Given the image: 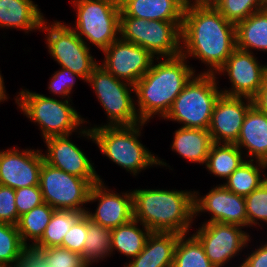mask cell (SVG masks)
I'll use <instances>...</instances> for the list:
<instances>
[{
  "mask_svg": "<svg viewBox=\"0 0 267 267\" xmlns=\"http://www.w3.org/2000/svg\"><path fill=\"white\" fill-rule=\"evenodd\" d=\"M236 48V25L211 2L188 0L181 27V55L201 60L209 66L203 73L215 74Z\"/></svg>",
  "mask_w": 267,
  "mask_h": 267,
  "instance_id": "cell-1",
  "label": "cell"
},
{
  "mask_svg": "<svg viewBox=\"0 0 267 267\" xmlns=\"http://www.w3.org/2000/svg\"><path fill=\"white\" fill-rule=\"evenodd\" d=\"M163 60L158 64L153 61L150 69L134 85L136 110L140 120L145 123L154 115L164 118L176 97L195 75L194 67L187 65L188 60L181 54L164 57Z\"/></svg>",
  "mask_w": 267,
  "mask_h": 267,
  "instance_id": "cell-2",
  "label": "cell"
},
{
  "mask_svg": "<svg viewBox=\"0 0 267 267\" xmlns=\"http://www.w3.org/2000/svg\"><path fill=\"white\" fill-rule=\"evenodd\" d=\"M132 194L133 219L152 232L189 235L195 220L194 191L135 189Z\"/></svg>",
  "mask_w": 267,
  "mask_h": 267,
  "instance_id": "cell-3",
  "label": "cell"
},
{
  "mask_svg": "<svg viewBox=\"0 0 267 267\" xmlns=\"http://www.w3.org/2000/svg\"><path fill=\"white\" fill-rule=\"evenodd\" d=\"M70 102V100L62 101L47 97L28 89H22L15 98V103L18 104L24 115L31 122L38 124L44 140L54 136L73 135V132H78L81 137L82 135L85 138L87 136L88 139L95 142L91 129L82 128L87 121L70 105Z\"/></svg>",
  "mask_w": 267,
  "mask_h": 267,
  "instance_id": "cell-4",
  "label": "cell"
},
{
  "mask_svg": "<svg viewBox=\"0 0 267 267\" xmlns=\"http://www.w3.org/2000/svg\"><path fill=\"white\" fill-rule=\"evenodd\" d=\"M140 122L131 126H95L92 131L95 144L101 153L112 162L136 176L142 170L153 165L167 166L166 162L151 153L141 142L142 126ZM150 166V167H149Z\"/></svg>",
  "mask_w": 267,
  "mask_h": 267,
  "instance_id": "cell-5",
  "label": "cell"
},
{
  "mask_svg": "<svg viewBox=\"0 0 267 267\" xmlns=\"http://www.w3.org/2000/svg\"><path fill=\"white\" fill-rule=\"evenodd\" d=\"M215 74L198 73L185 85L163 119L183 128L208 129L215 102L222 94Z\"/></svg>",
  "mask_w": 267,
  "mask_h": 267,
  "instance_id": "cell-6",
  "label": "cell"
},
{
  "mask_svg": "<svg viewBox=\"0 0 267 267\" xmlns=\"http://www.w3.org/2000/svg\"><path fill=\"white\" fill-rule=\"evenodd\" d=\"M76 9L75 27H71L85 42L100 50L106 49L120 36L119 0H71Z\"/></svg>",
  "mask_w": 267,
  "mask_h": 267,
  "instance_id": "cell-7",
  "label": "cell"
},
{
  "mask_svg": "<svg viewBox=\"0 0 267 267\" xmlns=\"http://www.w3.org/2000/svg\"><path fill=\"white\" fill-rule=\"evenodd\" d=\"M182 22L120 16V37L143 47L156 58L176 57L181 54Z\"/></svg>",
  "mask_w": 267,
  "mask_h": 267,
  "instance_id": "cell-8",
  "label": "cell"
},
{
  "mask_svg": "<svg viewBox=\"0 0 267 267\" xmlns=\"http://www.w3.org/2000/svg\"><path fill=\"white\" fill-rule=\"evenodd\" d=\"M87 82L93 88L109 121L105 125L101 124V127L131 126L142 122L136 110V103L131 97V93H135L134 85L117 79L101 65L92 71Z\"/></svg>",
  "mask_w": 267,
  "mask_h": 267,
  "instance_id": "cell-9",
  "label": "cell"
},
{
  "mask_svg": "<svg viewBox=\"0 0 267 267\" xmlns=\"http://www.w3.org/2000/svg\"><path fill=\"white\" fill-rule=\"evenodd\" d=\"M46 20H43L40 30L47 34L45 37L50 56L61 67L70 69L87 80L99 65L90 54L87 41L84 42L70 25L57 20L50 25Z\"/></svg>",
  "mask_w": 267,
  "mask_h": 267,
  "instance_id": "cell-10",
  "label": "cell"
},
{
  "mask_svg": "<svg viewBox=\"0 0 267 267\" xmlns=\"http://www.w3.org/2000/svg\"><path fill=\"white\" fill-rule=\"evenodd\" d=\"M94 184L57 169L43 161L39 186L43 200L55 210L79 211L85 214L89 194Z\"/></svg>",
  "mask_w": 267,
  "mask_h": 267,
  "instance_id": "cell-11",
  "label": "cell"
},
{
  "mask_svg": "<svg viewBox=\"0 0 267 267\" xmlns=\"http://www.w3.org/2000/svg\"><path fill=\"white\" fill-rule=\"evenodd\" d=\"M242 229L234 224L203 222L193 235L200 241L210 262L215 267H222L251 241L249 233Z\"/></svg>",
  "mask_w": 267,
  "mask_h": 267,
  "instance_id": "cell-12",
  "label": "cell"
},
{
  "mask_svg": "<svg viewBox=\"0 0 267 267\" xmlns=\"http://www.w3.org/2000/svg\"><path fill=\"white\" fill-rule=\"evenodd\" d=\"M254 53L236 48L226 62L215 72L229 77L231 88L221 90L223 95L253 99L259 92L267 65L260 64Z\"/></svg>",
  "mask_w": 267,
  "mask_h": 267,
  "instance_id": "cell-13",
  "label": "cell"
},
{
  "mask_svg": "<svg viewBox=\"0 0 267 267\" xmlns=\"http://www.w3.org/2000/svg\"><path fill=\"white\" fill-rule=\"evenodd\" d=\"M104 53L103 63H99L117 79L135 85L150 69L154 57L148 50L134 43L123 40L120 36L112 42Z\"/></svg>",
  "mask_w": 267,
  "mask_h": 267,
  "instance_id": "cell-14",
  "label": "cell"
},
{
  "mask_svg": "<svg viewBox=\"0 0 267 267\" xmlns=\"http://www.w3.org/2000/svg\"><path fill=\"white\" fill-rule=\"evenodd\" d=\"M198 191H194V218L200 213H211V219L205 223H224L248 227L245 198L229 191L223 184L211 188L205 194L199 196Z\"/></svg>",
  "mask_w": 267,
  "mask_h": 267,
  "instance_id": "cell-15",
  "label": "cell"
},
{
  "mask_svg": "<svg viewBox=\"0 0 267 267\" xmlns=\"http://www.w3.org/2000/svg\"><path fill=\"white\" fill-rule=\"evenodd\" d=\"M43 161L42 150H0V185L13 189L39 185Z\"/></svg>",
  "mask_w": 267,
  "mask_h": 267,
  "instance_id": "cell-16",
  "label": "cell"
},
{
  "mask_svg": "<svg viewBox=\"0 0 267 267\" xmlns=\"http://www.w3.org/2000/svg\"><path fill=\"white\" fill-rule=\"evenodd\" d=\"M123 192L114 193L103 181H99L91 188L88 203L98 201L94 213L88 209L85 215L94 223L110 230L124 225L133 219V194Z\"/></svg>",
  "mask_w": 267,
  "mask_h": 267,
  "instance_id": "cell-17",
  "label": "cell"
},
{
  "mask_svg": "<svg viewBox=\"0 0 267 267\" xmlns=\"http://www.w3.org/2000/svg\"><path fill=\"white\" fill-rule=\"evenodd\" d=\"M252 106V99L221 94L215 102L208 128L213 143L235 144L246 113Z\"/></svg>",
  "mask_w": 267,
  "mask_h": 267,
  "instance_id": "cell-18",
  "label": "cell"
},
{
  "mask_svg": "<svg viewBox=\"0 0 267 267\" xmlns=\"http://www.w3.org/2000/svg\"><path fill=\"white\" fill-rule=\"evenodd\" d=\"M71 135L45 139L47 146L44 161L68 174L90 180L93 184L103 181L86 154L69 139Z\"/></svg>",
  "mask_w": 267,
  "mask_h": 267,
  "instance_id": "cell-19",
  "label": "cell"
},
{
  "mask_svg": "<svg viewBox=\"0 0 267 267\" xmlns=\"http://www.w3.org/2000/svg\"><path fill=\"white\" fill-rule=\"evenodd\" d=\"M235 145L245 157L267 163V114L259 111L254 105L244 118L238 140Z\"/></svg>",
  "mask_w": 267,
  "mask_h": 267,
  "instance_id": "cell-20",
  "label": "cell"
},
{
  "mask_svg": "<svg viewBox=\"0 0 267 267\" xmlns=\"http://www.w3.org/2000/svg\"><path fill=\"white\" fill-rule=\"evenodd\" d=\"M188 0H119L120 16L159 21H183Z\"/></svg>",
  "mask_w": 267,
  "mask_h": 267,
  "instance_id": "cell-21",
  "label": "cell"
},
{
  "mask_svg": "<svg viewBox=\"0 0 267 267\" xmlns=\"http://www.w3.org/2000/svg\"><path fill=\"white\" fill-rule=\"evenodd\" d=\"M179 235L175 232H151L144 249L124 267H172Z\"/></svg>",
  "mask_w": 267,
  "mask_h": 267,
  "instance_id": "cell-22",
  "label": "cell"
},
{
  "mask_svg": "<svg viewBox=\"0 0 267 267\" xmlns=\"http://www.w3.org/2000/svg\"><path fill=\"white\" fill-rule=\"evenodd\" d=\"M45 17L32 0H0V28H16L25 33L41 29Z\"/></svg>",
  "mask_w": 267,
  "mask_h": 267,
  "instance_id": "cell-23",
  "label": "cell"
},
{
  "mask_svg": "<svg viewBox=\"0 0 267 267\" xmlns=\"http://www.w3.org/2000/svg\"><path fill=\"white\" fill-rule=\"evenodd\" d=\"M212 144L208 129L180 127L175 130L171 148L188 161L205 165Z\"/></svg>",
  "mask_w": 267,
  "mask_h": 267,
  "instance_id": "cell-24",
  "label": "cell"
},
{
  "mask_svg": "<svg viewBox=\"0 0 267 267\" xmlns=\"http://www.w3.org/2000/svg\"><path fill=\"white\" fill-rule=\"evenodd\" d=\"M237 48L267 52V8L257 11L236 25Z\"/></svg>",
  "mask_w": 267,
  "mask_h": 267,
  "instance_id": "cell-25",
  "label": "cell"
},
{
  "mask_svg": "<svg viewBox=\"0 0 267 267\" xmlns=\"http://www.w3.org/2000/svg\"><path fill=\"white\" fill-rule=\"evenodd\" d=\"M138 224L139 221L132 219L111 230V254L117 250L127 258L133 259L144 249L152 231L141 223L142 229H140Z\"/></svg>",
  "mask_w": 267,
  "mask_h": 267,
  "instance_id": "cell-26",
  "label": "cell"
},
{
  "mask_svg": "<svg viewBox=\"0 0 267 267\" xmlns=\"http://www.w3.org/2000/svg\"><path fill=\"white\" fill-rule=\"evenodd\" d=\"M253 163L254 160L245 158V161L226 179L225 183L223 182V185L237 195L248 196L267 179V175L262 174L265 172L262 170L267 169V163L258 160H255L256 165Z\"/></svg>",
  "mask_w": 267,
  "mask_h": 267,
  "instance_id": "cell-27",
  "label": "cell"
},
{
  "mask_svg": "<svg viewBox=\"0 0 267 267\" xmlns=\"http://www.w3.org/2000/svg\"><path fill=\"white\" fill-rule=\"evenodd\" d=\"M243 152L235 144L213 143L205 168L214 176L227 179L245 160Z\"/></svg>",
  "mask_w": 267,
  "mask_h": 267,
  "instance_id": "cell-28",
  "label": "cell"
},
{
  "mask_svg": "<svg viewBox=\"0 0 267 267\" xmlns=\"http://www.w3.org/2000/svg\"><path fill=\"white\" fill-rule=\"evenodd\" d=\"M29 254L17 225L0 223V265L20 267Z\"/></svg>",
  "mask_w": 267,
  "mask_h": 267,
  "instance_id": "cell-29",
  "label": "cell"
},
{
  "mask_svg": "<svg viewBox=\"0 0 267 267\" xmlns=\"http://www.w3.org/2000/svg\"><path fill=\"white\" fill-rule=\"evenodd\" d=\"M83 214L79 211L54 210L42 237L30 248L62 247L64 236Z\"/></svg>",
  "mask_w": 267,
  "mask_h": 267,
  "instance_id": "cell-30",
  "label": "cell"
},
{
  "mask_svg": "<svg viewBox=\"0 0 267 267\" xmlns=\"http://www.w3.org/2000/svg\"><path fill=\"white\" fill-rule=\"evenodd\" d=\"M54 210V208L44 202L19 217L17 228L22 242L29 249L42 237ZM27 240L33 242L30 244Z\"/></svg>",
  "mask_w": 267,
  "mask_h": 267,
  "instance_id": "cell-31",
  "label": "cell"
},
{
  "mask_svg": "<svg viewBox=\"0 0 267 267\" xmlns=\"http://www.w3.org/2000/svg\"><path fill=\"white\" fill-rule=\"evenodd\" d=\"M81 255L89 266L111 256V230L87 217V236Z\"/></svg>",
  "mask_w": 267,
  "mask_h": 267,
  "instance_id": "cell-32",
  "label": "cell"
},
{
  "mask_svg": "<svg viewBox=\"0 0 267 267\" xmlns=\"http://www.w3.org/2000/svg\"><path fill=\"white\" fill-rule=\"evenodd\" d=\"M180 234L172 267H215L204 252L200 241L192 234Z\"/></svg>",
  "mask_w": 267,
  "mask_h": 267,
  "instance_id": "cell-33",
  "label": "cell"
},
{
  "mask_svg": "<svg viewBox=\"0 0 267 267\" xmlns=\"http://www.w3.org/2000/svg\"><path fill=\"white\" fill-rule=\"evenodd\" d=\"M29 251L44 267H89L81 254L60 246Z\"/></svg>",
  "mask_w": 267,
  "mask_h": 267,
  "instance_id": "cell-34",
  "label": "cell"
},
{
  "mask_svg": "<svg viewBox=\"0 0 267 267\" xmlns=\"http://www.w3.org/2000/svg\"><path fill=\"white\" fill-rule=\"evenodd\" d=\"M210 2L226 20L234 25L253 13L267 8V0H211Z\"/></svg>",
  "mask_w": 267,
  "mask_h": 267,
  "instance_id": "cell-35",
  "label": "cell"
},
{
  "mask_svg": "<svg viewBox=\"0 0 267 267\" xmlns=\"http://www.w3.org/2000/svg\"><path fill=\"white\" fill-rule=\"evenodd\" d=\"M245 198L248 226L267 223V179ZM260 221V223L258 222Z\"/></svg>",
  "mask_w": 267,
  "mask_h": 267,
  "instance_id": "cell-36",
  "label": "cell"
},
{
  "mask_svg": "<svg viewBox=\"0 0 267 267\" xmlns=\"http://www.w3.org/2000/svg\"><path fill=\"white\" fill-rule=\"evenodd\" d=\"M52 75L48 84V89L53 95H59L58 97L62 99L65 98V100H71L69 95L73 90L72 88L75 85L76 78H80L84 80V82L86 81L81 75L64 67H61L60 71L58 70Z\"/></svg>",
  "mask_w": 267,
  "mask_h": 267,
  "instance_id": "cell-37",
  "label": "cell"
},
{
  "mask_svg": "<svg viewBox=\"0 0 267 267\" xmlns=\"http://www.w3.org/2000/svg\"><path fill=\"white\" fill-rule=\"evenodd\" d=\"M42 203L44 200L39 185L15 189V205L19 217Z\"/></svg>",
  "mask_w": 267,
  "mask_h": 267,
  "instance_id": "cell-38",
  "label": "cell"
},
{
  "mask_svg": "<svg viewBox=\"0 0 267 267\" xmlns=\"http://www.w3.org/2000/svg\"><path fill=\"white\" fill-rule=\"evenodd\" d=\"M87 236V216L83 214L66 233L62 247L70 251L83 253V246Z\"/></svg>",
  "mask_w": 267,
  "mask_h": 267,
  "instance_id": "cell-39",
  "label": "cell"
},
{
  "mask_svg": "<svg viewBox=\"0 0 267 267\" xmlns=\"http://www.w3.org/2000/svg\"><path fill=\"white\" fill-rule=\"evenodd\" d=\"M18 211L15 205V189L0 185V223L17 225Z\"/></svg>",
  "mask_w": 267,
  "mask_h": 267,
  "instance_id": "cell-40",
  "label": "cell"
},
{
  "mask_svg": "<svg viewBox=\"0 0 267 267\" xmlns=\"http://www.w3.org/2000/svg\"><path fill=\"white\" fill-rule=\"evenodd\" d=\"M238 267H267V242L246 255L245 260Z\"/></svg>",
  "mask_w": 267,
  "mask_h": 267,
  "instance_id": "cell-41",
  "label": "cell"
},
{
  "mask_svg": "<svg viewBox=\"0 0 267 267\" xmlns=\"http://www.w3.org/2000/svg\"><path fill=\"white\" fill-rule=\"evenodd\" d=\"M252 100H253V105L259 111L267 114V74L265 75L263 84L259 92Z\"/></svg>",
  "mask_w": 267,
  "mask_h": 267,
  "instance_id": "cell-42",
  "label": "cell"
},
{
  "mask_svg": "<svg viewBox=\"0 0 267 267\" xmlns=\"http://www.w3.org/2000/svg\"><path fill=\"white\" fill-rule=\"evenodd\" d=\"M20 267H44L31 253L26 257Z\"/></svg>",
  "mask_w": 267,
  "mask_h": 267,
  "instance_id": "cell-43",
  "label": "cell"
},
{
  "mask_svg": "<svg viewBox=\"0 0 267 267\" xmlns=\"http://www.w3.org/2000/svg\"><path fill=\"white\" fill-rule=\"evenodd\" d=\"M1 72V71H0ZM4 78L2 77L1 73H0V102L3 101H7L8 96L5 90V86H4Z\"/></svg>",
  "mask_w": 267,
  "mask_h": 267,
  "instance_id": "cell-44",
  "label": "cell"
},
{
  "mask_svg": "<svg viewBox=\"0 0 267 267\" xmlns=\"http://www.w3.org/2000/svg\"><path fill=\"white\" fill-rule=\"evenodd\" d=\"M198 1L210 2L211 0H198Z\"/></svg>",
  "mask_w": 267,
  "mask_h": 267,
  "instance_id": "cell-45",
  "label": "cell"
}]
</instances>
